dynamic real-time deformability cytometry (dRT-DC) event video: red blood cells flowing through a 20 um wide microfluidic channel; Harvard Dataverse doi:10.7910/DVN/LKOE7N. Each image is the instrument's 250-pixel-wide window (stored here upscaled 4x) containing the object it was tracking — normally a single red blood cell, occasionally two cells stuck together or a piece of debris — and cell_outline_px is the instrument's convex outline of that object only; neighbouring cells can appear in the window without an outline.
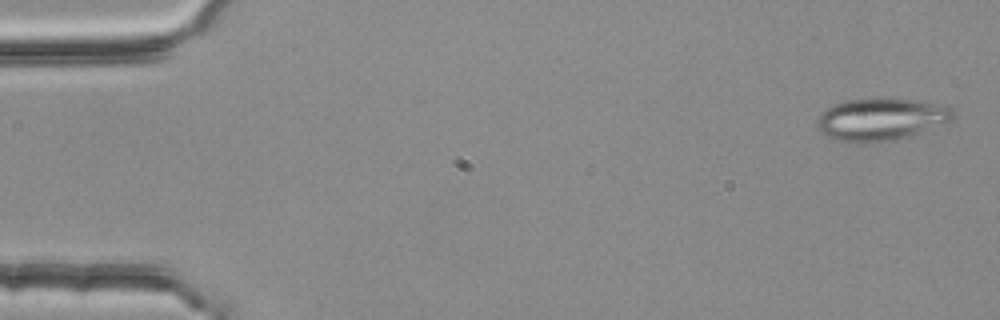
{"species": "common noctule bat (a hibernating species)", "species_latin": "Nyctalus noctula", "temperature_condition": "room temperature", "stored_images_in_passage": 4, "camera_frame_rate_fps": 3000, "um_per_image_px": 0.085, "animal": {"sex": "female", "body_mass_g": 25.1}, "frame": {"image": 1, "passage_image": 4, "time_ms": 1.0, "image_size_px": [1000, 320], "cell_outline_px": [[956, 116], [952, 120], [892, 140], [872, 144], [860, 144], [836, 140], [820, 132], [816, 128], [816, 120], [820, 112], [836, 104], [848, 100], [876, 96], [888, 96], [948, 104], [952, 108]], "centroid_in_image_um": [74.86, 10.1], "position_along_channel_um": 10.1, "area_um2": 34.39}}